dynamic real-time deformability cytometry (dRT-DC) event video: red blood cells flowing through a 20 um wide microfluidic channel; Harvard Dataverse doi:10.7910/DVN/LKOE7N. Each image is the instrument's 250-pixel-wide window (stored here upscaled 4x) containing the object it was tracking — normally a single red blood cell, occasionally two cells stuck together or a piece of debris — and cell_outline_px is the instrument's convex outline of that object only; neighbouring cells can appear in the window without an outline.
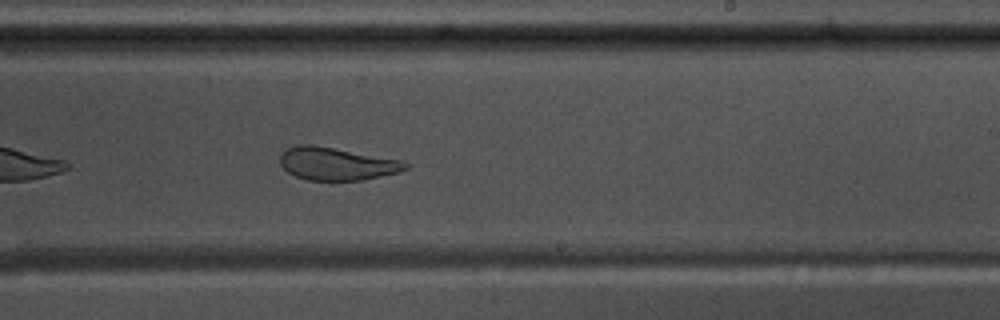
{"species": "common noctule bat (a hibernating species)", "species_latin": "Nyctalus noctula", "temperature_condition": "warm", "stored_images_in_passage": 40, "camera_frame_rate_fps": 3000, "um_per_image_px": 0.085, "animal": {"sex": "male", "body_mass_g": 17.5, "forearm_length_mm": 52.3}, "frame": {"image": 1, "passage_image": 18, "time_ms": 5.667, "image_size_px": [1000, 320], "cell_outline_px": [[412, 164], [408, 168], [400, 172], [360, 180], [308, 180], [296, 176], [288, 172], [280, 164], [280, 156], [288, 148], [296, 144], [312, 144], [400, 160]], "centroid_in_image_um": [28.62, 13.92], "position_along_channel_um": 260.4, "area_um2": 23.76}, "authors_computed_cell_mechanics": {"area_um2": 26.2412, "velocity_mm_per_s": 3.5973, "shape_relaxation_time_tau1_ms": null, "shape_relaxation_time_tau2_ms": 1.3619, "deformation_change_tau1": null, "deformation_change_tau2": 0.08}}